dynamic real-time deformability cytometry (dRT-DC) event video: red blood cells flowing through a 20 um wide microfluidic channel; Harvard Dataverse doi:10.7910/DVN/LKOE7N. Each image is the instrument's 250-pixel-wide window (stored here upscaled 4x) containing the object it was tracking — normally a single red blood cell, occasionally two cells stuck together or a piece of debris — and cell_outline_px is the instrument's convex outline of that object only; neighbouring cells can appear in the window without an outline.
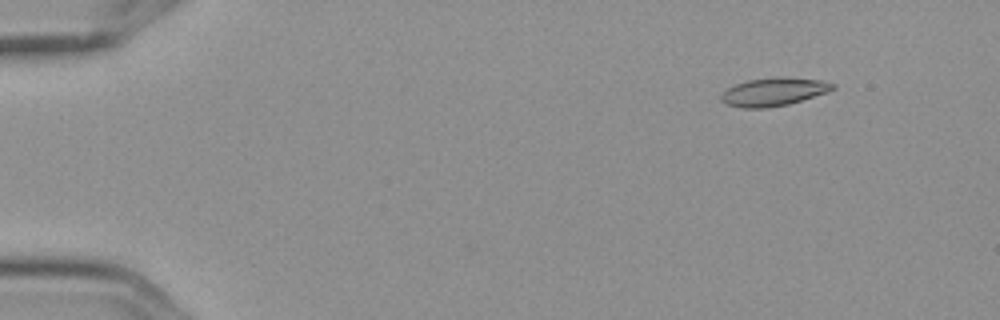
{"species": "Egyptian fruit bat (a non-hibernating species)", "species_latin": "Rousettus aegyptiacus", "temperature_condition": "cold", "stored_images_in_passage": 5, "camera_frame_rate_fps": 3000, "um_per_image_px": 0.085, "frame": {"image": 1, "passage_image": 2, "time_ms": 0.333, "image_size_px": [1000, 320], "cell_outline_px": [[836, 88], [828, 92], [788, 104], [764, 108], [744, 108], [724, 104], [720, 100], [720, 96], [728, 88], [736, 84], [748, 80], [776, 76], [784, 76], [820, 80], [836, 84]], "centroid_in_image_um": [65.77, 7.79], "position_along_channel_um": 19.2, "area_um2": 18.44}}
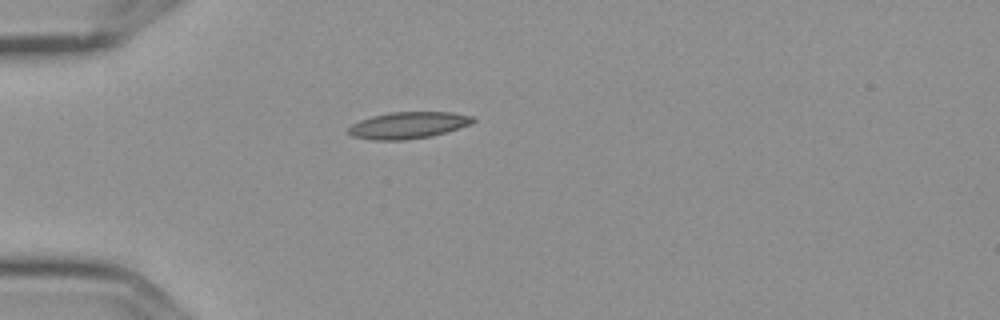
{"frame": {"image": 2, "passage_image": 5, "time_ms": 1.333, "image_size_px": [1000, 320], "cell_outline_px": [[476, 120], [468, 124], [432, 136], [404, 140], [372, 140], [352, 136], [348, 132], [348, 128], [352, 124], [360, 120], [372, 116], [388, 112], [452, 112], [472, 116]], "centroid_in_image_um": [34.64, 10.64], "position_along_channel_um": 50.4, "area_um2": 19.19}}